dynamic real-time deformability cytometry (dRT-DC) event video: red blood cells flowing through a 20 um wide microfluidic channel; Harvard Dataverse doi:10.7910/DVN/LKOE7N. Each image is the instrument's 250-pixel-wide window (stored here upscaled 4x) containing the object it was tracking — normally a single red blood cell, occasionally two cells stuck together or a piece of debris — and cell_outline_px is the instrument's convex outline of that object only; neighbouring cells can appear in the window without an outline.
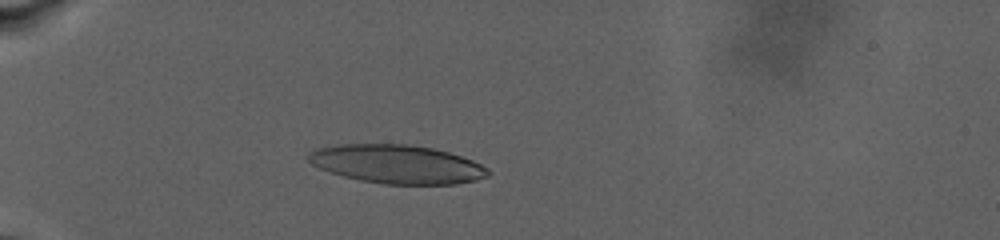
{"species": "human", "species_latin": "Homo sapiens", "temperature_condition": "warm", "stored_images_in_passage": 58, "camera_frame_rate_fps": 3000, "um_per_image_px": 0.085, "donor": {"sex": "male"}, "frame": {"image": 1, "passage_image": 11, "time_ms": 5.667, "image_size_px": [1000, 240], "cell_outline_px": [[492, 172], [488, 176], [476, 180], [456, 184], [384, 184], [360, 180], [344, 176], [320, 168], [312, 164], [308, 160], [308, 152], [312, 148], [340, 144], [408, 144], [432, 148], [448, 152], [472, 160], [488, 168]], "centroid_in_image_um": [33.74, 13.95], "position_along_channel_um": 51.3, "area_um2": 40.52}}
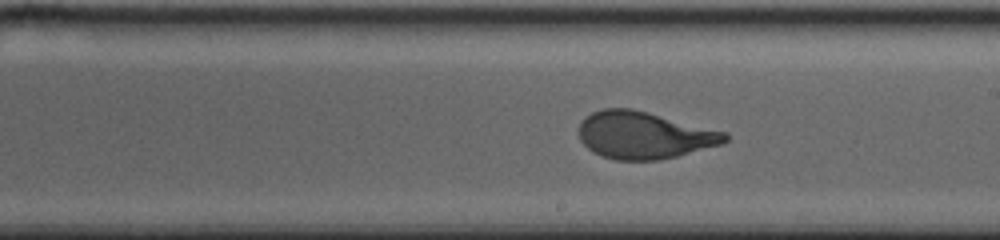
{"frame": {"image": 2, "passage_image": 30, "time_ms": 14.333, "image_size_px": [1000, 240], "cell_outline_px": [[728, 140], [724, 144], [660, 160], [616, 160], [600, 156], [592, 152], [580, 140], [580, 120], [592, 112], [604, 108], [632, 108], [728, 132]], "centroid_in_image_um": [54.76, 11.49], "position_along_channel_um": 234.2, "area_um2": 40.4}}
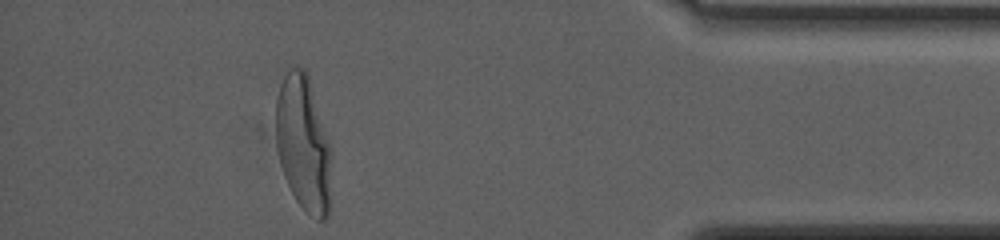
{"frame": {"image": 3, "passage_image": 52, "time_ms": 22.667, "image_size_px": [1000, 240], "cell_outline_px": [[328, 216], [324, 220], [320, 220], [308, 212], [296, 200], [284, 176], [280, 164], [276, 148], [276, 96], [280, 84], [288, 64], [296, 64], [304, 68], [308, 72], [328, 144]], "centroid_in_image_um": [25.7, 12.05], "position_along_channel_um": 409.5, "area_um2": 42.95}, "authors_computed_cell_mechanics": {"area_um2": 41.1536, "velocity_mm_per_s": 2.5139, "shape_relaxation_time_tau1_ms": 7.338, "shape_relaxation_time_tau2_ms": null, "deformation_change_tau1": 0.2463, "deformation_change_tau2": null}}